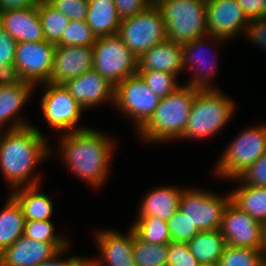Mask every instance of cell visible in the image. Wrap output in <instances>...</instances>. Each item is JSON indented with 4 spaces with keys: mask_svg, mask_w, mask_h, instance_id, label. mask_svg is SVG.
<instances>
[{
    "mask_svg": "<svg viewBox=\"0 0 266 266\" xmlns=\"http://www.w3.org/2000/svg\"><path fill=\"white\" fill-rule=\"evenodd\" d=\"M59 137V138H58ZM58 149L50 146V155L57 154L69 173L87 185L92 191L104 188L113 168L117 139L103 130L88 127L81 131L60 134ZM55 151H59L56 154ZM54 154V155H53ZM109 176V177H108Z\"/></svg>",
    "mask_w": 266,
    "mask_h": 266,
    "instance_id": "cell-1",
    "label": "cell"
},
{
    "mask_svg": "<svg viewBox=\"0 0 266 266\" xmlns=\"http://www.w3.org/2000/svg\"><path fill=\"white\" fill-rule=\"evenodd\" d=\"M50 143L38 126L2 130L0 135V173L9 193L20 187L43 183L37 166L48 162ZM37 168V169H36ZM41 179V180H40ZM42 181V182H41Z\"/></svg>",
    "mask_w": 266,
    "mask_h": 266,
    "instance_id": "cell-2",
    "label": "cell"
},
{
    "mask_svg": "<svg viewBox=\"0 0 266 266\" xmlns=\"http://www.w3.org/2000/svg\"><path fill=\"white\" fill-rule=\"evenodd\" d=\"M198 90L181 85L173 93L161 98L150 120L135 134L139 141L149 145L179 141Z\"/></svg>",
    "mask_w": 266,
    "mask_h": 266,
    "instance_id": "cell-3",
    "label": "cell"
},
{
    "mask_svg": "<svg viewBox=\"0 0 266 266\" xmlns=\"http://www.w3.org/2000/svg\"><path fill=\"white\" fill-rule=\"evenodd\" d=\"M219 89H199L192 103L186 128L180 141H202L216 137L237 114L236 100ZM223 129V130H222Z\"/></svg>",
    "mask_w": 266,
    "mask_h": 266,
    "instance_id": "cell-4",
    "label": "cell"
},
{
    "mask_svg": "<svg viewBox=\"0 0 266 266\" xmlns=\"http://www.w3.org/2000/svg\"><path fill=\"white\" fill-rule=\"evenodd\" d=\"M264 153H266V123L256 122L254 125L243 127L239 133L237 132V136L224 146L218 160L211 168L212 174H215V178L225 181L235 179Z\"/></svg>",
    "mask_w": 266,
    "mask_h": 266,
    "instance_id": "cell-5",
    "label": "cell"
},
{
    "mask_svg": "<svg viewBox=\"0 0 266 266\" xmlns=\"http://www.w3.org/2000/svg\"><path fill=\"white\" fill-rule=\"evenodd\" d=\"M207 0H159L155 3L166 25L167 40L183 45L208 35Z\"/></svg>",
    "mask_w": 266,
    "mask_h": 266,
    "instance_id": "cell-6",
    "label": "cell"
},
{
    "mask_svg": "<svg viewBox=\"0 0 266 266\" xmlns=\"http://www.w3.org/2000/svg\"><path fill=\"white\" fill-rule=\"evenodd\" d=\"M226 42L230 43L224 39L206 35L183 44V74H189L183 85L198 89H219V86L214 84L218 75V65H220L218 49L221 50V46H225Z\"/></svg>",
    "mask_w": 266,
    "mask_h": 266,
    "instance_id": "cell-7",
    "label": "cell"
},
{
    "mask_svg": "<svg viewBox=\"0 0 266 266\" xmlns=\"http://www.w3.org/2000/svg\"><path fill=\"white\" fill-rule=\"evenodd\" d=\"M41 87V88H40ZM42 95L40 98L41 118L51 131L59 135L72 131H81L89 126L80 123L85 109L70 95L63 85L43 83L37 85ZM78 124H81L78 125Z\"/></svg>",
    "mask_w": 266,
    "mask_h": 266,
    "instance_id": "cell-8",
    "label": "cell"
},
{
    "mask_svg": "<svg viewBox=\"0 0 266 266\" xmlns=\"http://www.w3.org/2000/svg\"><path fill=\"white\" fill-rule=\"evenodd\" d=\"M160 100L136 73L115 86L113 109L130 120L137 133L150 120Z\"/></svg>",
    "mask_w": 266,
    "mask_h": 266,
    "instance_id": "cell-9",
    "label": "cell"
},
{
    "mask_svg": "<svg viewBox=\"0 0 266 266\" xmlns=\"http://www.w3.org/2000/svg\"><path fill=\"white\" fill-rule=\"evenodd\" d=\"M231 201V193L212 192L210 189L185 186L179 210L199 231L220 229L224 211Z\"/></svg>",
    "mask_w": 266,
    "mask_h": 266,
    "instance_id": "cell-10",
    "label": "cell"
},
{
    "mask_svg": "<svg viewBox=\"0 0 266 266\" xmlns=\"http://www.w3.org/2000/svg\"><path fill=\"white\" fill-rule=\"evenodd\" d=\"M117 35L138 58L153 46L167 40L166 25L155 4L131 18L121 20Z\"/></svg>",
    "mask_w": 266,
    "mask_h": 266,
    "instance_id": "cell-11",
    "label": "cell"
},
{
    "mask_svg": "<svg viewBox=\"0 0 266 266\" xmlns=\"http://www.w3.org/2000/svg\"><path fill=\"white\" fill-rule=\"evenodd\" d=\"M93 69L116 86L137 73L136 57L116 35L97 37L94 43Z\"/></svg>",
    "mask_w": 266,
    "mask_h": 266,
    "instance_id": "cell-12",
    "label": "cell"
},
{
    "mask_svg": "<svg viewBox=\"0 0 266 266\" xmlns=\"http://www.w3.org/2000/svg\"><path fill=\"white\" fill-rule=\"evenodd\" d=\"M56 44L47 42L17 43L14 65L23 81L37 86L49 83Z\"/></svg>",
    "mask_w": 266,
    "mask_h": 266,
    "instance_id": "cell-13",
    "label": "cell"
},
{
    "mask_svg": "<svg viewBox=\"0 0 266 266\" xmlns=\"http://www.w3.org/2000/svg\"><path fill=\"white\" fill-rule=\"evenodd\" d=\"M220 230L226 245L266 249V226L242 211L232 201L224 211Z\"/></svg>",
    "mask_w": 266,
    "mask_h": 266,
    "instance_id": "cell-14",
    "label": "cell"
},
{
    "mask_svg": "<svg viewBox=\"0 0 266 266\" xmlns=\"http://www.w3.org/2000/svg\"><path fill=\"white\" fill-rule=\"evenodd\" d=\"M128 228L125 232L113 228L95 231L92 239L99 255L88 257L89 266H135L133 230Z\"/></svg>",
    "mask_w": 266,
    "mask_h": 266,
    "instance_id": "cell-15",
    "label": "cell"
},
{
    "mask_svg": "<svg viewBox=\"0 0 266 266\" xmlns=\"http://www.w3.org/2000/svg\"><path fill=\"white\" fill-rule=\"evenodd\" d=\"M208 35L233 41L245 35L249 20L236 0H207Z\"/></svg>",
    "mask_w": 266,
    "mask_h": 266,
    "instance_id": "cell-16",
    "label": "cell"
},
{
    "mask_svg": "<svg viewBox=\"0 0 266 266\" xmlns=\"http://www.w3.org/2000/svg\"><path fill=\"white\" fill-rule=\"evenodd\" d=\"M62 85L85 111L101 107L104 103L109 107L114 105L115 86L94 69Z\"/></svg>",
    "mask_w": 266,
    "mask_h": 266,
    "instance_id": "cell-17",
    "label": "cell"
},
{
    "mask_svg": "<svg viewBox=\"0 0 266 266\" xmlns=\"http://www.w3.org/2000/svg\"><path fill=\"white\" fill-rule=\"evenodd\" d=\"M73 242H43L22 235L0 253V266H37Z\"/></svg>",
    "mask_w": 266,
    "mask_h": 266,
    "instance_id": "cell-18",
    "label": "cell"
},
{
    "mask_svg": "<svg viewBox=\"0 0 266 266\" xmlns=\"http://www.w3.org/2000/svg\"><path fill=\"white\" fill-rule=\"evenodd\" d=\"M37 91L36 86L27 81L16 85H0V129L11 130L32 125L24 111L27 103ZM28 119V120H27Z\"/></svg>",
    "mask_w": 266,
    "mask_h": 266,
    "instance_id": "cell-19",
    "label": "cell"
},
{
    "mask_svg": "<svg viewBox=\"0 0 266 266\" xmlns=\"http://www.w3.org/2000/svg\"><path fill=\"white\" fill-rule=\"evenodd\" d=\"M93 60V47L56 45L49 83L62 85L93 70Z\"/></svg>",
    "mask_w": 266,
    "mask_h": 266,
    "instance_id": "cell-20",
    "label": "cell"
},
{
    "mask_svg": "<svg viewBox=\"0 0 266 266\" xmlns=\"http://www.w3.org/2000/svg\"><path fill=\"white\" fill-rule=\"evenodd\" d=\"M0 26L17 43L45 40L38 6L0 11Z\"/></svg>",
    "mask_w": 266,
    "mask_h": 266,
    "instance_id": "cell-21",
    "label": "cell"
},
{
    "mask_svg": "<svg viewBox=\"0 0 266 266\" xmlns=\"http://www.w3.org/2000/svg\"><path fill=\"white\" fill-rule=\"evenodd\" d=\"M148 189L139 202L136 219L139 217H156L167 221L179 209L180 196L185 188L169 183Z\"/></svg>",
    "mask_w": 266,
    "mask_h": 266,
    "instance_id": "cell-22",
    "label": "cell"
},
{
    "mask_svg": "<svg viewBox=\"0 0 266 266\" xmlns=\"http://www.w3.org/2000/svg\"><path fill=\"white\" fill-rule=\"evenodd\" d=\"M153 70L183 75L182 45L166 40L143 53L138 58L137 71Z\"/></svg>",
    "mask_w": 266,
    "mask_h": 266,
    "instance_id": "cell-23",
    "label": "cell"
},
{
    "mask_svg": "<svg viewBox=\"0 0 266 266\" xmlns=\"http://www.w3.org/2000/svg\"><path fill=\"white\" fill-rule=\"evenodd\" d=\"M41 185L20 187L10 192L21 206L25 221L52 220L54 217L55 204L50 195L41 191Z\"/></svg>",
    "mask_w": 266,
    "mask_h": 266,
    "instance_id": "cell-24",
    "label": "cell"
},
{
    "mask_svg": "<svg viewBox=\"0 0 266 266\" xmlns=\"http://www.w3.org/2000/svg\"><path fill=\"white\" fill-rule=\"evenodd\" d=\"M86 22L96 37L116 35L121 19L114 0H88Z\"/></svg>",
    "mask_w": 266,
    "mask_h": 266,
    "instance_id": "cell-25",
    "label": "cell"
},
{
    "mask_svg": "<svg viewBox=\"0 0 266 266\" xmlns=\"http://www.w3.org/2000/svg\"><path fill=\"white\" fill-rule=\"evenodd\" d=\"M238 184L231 188V201L242 211L266 226V187L241 184L237 179L229 183Z\"/></svg>",
    "mask_w": 266,
    "mask_h": 266,
    "instance_id": "cell-26",
    "label": "cell"
},
{
    "mask_svg": "<svg viewBox=\"0 0 266 266\" xmlns=\"http://www.w3.org/2000/svg\"><path fill=\"white\" fill-rule=\"evenodd\" d=\"M187 245L200 265H217L225 250L226 240L220 229L199 231Z\"/></svg>",
    "mask_w": 266,
    "mask_h": 266,
    "instance_id": "cell-27",
    "label": "cell"
},
{
    "mask_svg": "<svg viewBox=\"0 0 266 266\" xmlns=\"http://www.w3.org/2000/svg\"><path fill=\"white\" fill-rule=\"evenodd\" d=\"M0 210V253L11 246L24 233L25 218L16 199L7 193Z\"/></svg>",
    "mask_w": 266,
    "mask_h": 266,
    "instance_id": "cell-28",
    "label": "cell"
},
{
    "mask_svg": "<svg viewBox=\"0 0 266 266\" xmlns=\"http://www.w3.org/2000/svg\"><path fill=\"white\" fill-rule=\"evenodd\" d=\"M45 40L57 44L65 31L69 18L54 8L47 0H41L38 5Z\"/></svg>",
    "mask_w": 266,
    "mask_h": 266,
    "instance_id": "cell-29",
    "label": "cell"
},
{
    "mask_svg": "<svg viewBox=\"0 0 266 266\" xmlns=\"http://www.w3.org/2000/svg\"><path fill=\"white\" fill-rule=\"evenodd\" d=\"M132 221L130 228L142 241L154 244H169L172 241L166 221L152 216Z\"/></svg>",
    "mask_w": 266,
    "mask_h": 266,
    "instance_id": "cell-30",
    "label": "cell"
},
{
    "mask_svg": "<svg viewBox=\"0 0 266 266\" xmlns=\"http://www.w3.org/2000/svg\"><path fill=\"white\" fill-rule=\"evenodd\" d=\"M132 253L135 266H166L168 244L142 241L133 232Z\"/></svg>",
    "mask_w": 266,
    "mask_h": 266,
    "instance_id": "cell-31",
    "label": "cell"
},
{
    "mask_svg": "<svg viewBox=\"0 0 266 266\" xmlns=\"http://www.w3.org/2000/svg\"><path fill=\"white\" fill-rule=\"evenodd\" d=\"M265 250L226 245L217 266H263Z\"/></svg>",
    "mask_w": 266,
    "mask_h": 266,
    "instance_id": "cell-32",
    "label": "cell"
},
{
    "mask_svg": "<svg viewBox=\"0 0 266 266\" xmlns=\"http://www.w3.org/2000/svg\"><path fill=\"white\" fill-rule=\"evenodd\" d=\"M137 73L143 78L146 85L160 98H165L183 85L181 80L179 81L180 78L174 74L157 70L137 71Z\"/></svg>",
    "mask_w": 266,
    "mask_h": 266,
    "instance_id": "cell-33",
    "label": "cell"
},
{
    "mask_svg": "<svg viewBox=\"0 0 266 266\" xmlns=\"http://www.w3.org/2000/svg\"><path fill=\"white\" fill-rule=\"evenodd\" d=\"M96 38L86 20H70L63 32L62 39L56 45L92 47Z\"/></svg>",
    "mask_w": 266,
    "mask_h": 266,
    "instance_id": "cell-34",
    "label": "cell"
},
{
    "mask_svg": "<svg viewBox=\"0 0 266 266\" xmlns=\"http://www.w3.org/2000/svg\"><path fill=\"white\" fill-rule=\"evenodd\" d=\"M56 229V230H55ZM57 231L53 220L42 221H25L23 235L36 241L43 242H70L71 239L67 235L61 234ZM66 236V237H65Z\"/></svg>",
    "mask_w": 266,
    "mask_h": 266,
    "instance_id": "cell-35",
    "label": "cell"
},
{
    "mask_svg": "<svg viewBox=\"0 0 266 266\" xmlns=\"http://www.w3.org/2000/svg\"><path fill=\"white\" fill-rule=\"evenodd\" d=\"M166 222L173 241L188 242L199 232L179 209Z\"/></svg>",
    "mask_w": 266,
    "mask_h": 266,
    "instance_id": "cell-36",
    "label": "cell"
},
{
    "mask_svg": "<svg viewBox=\"0 0 266 266\" xmlns=\"http://www.w3.org/2000/svg\"><path fill=\"white\" fill-rule=\"evenodd\" d=\"M166 266H200V263L190 252L187 242L172 240L168 244Z\"/></svg>",
    "mask_w": 266,
    "mask_h": 266,
    "instance_id": "cell-37",
    "label": "cell"
},
{
    "mask_svg": "<svg viewBox=\"0 0 266 266\" xmlns=\"http://www.w3.org/2000/svg\"><path fill=\"white\" fill-rule=\"evenodd\" d=\"M236 179L241 184L266 187V153L250 165Z\"/></svg>",
    "mask_w": 266,
    "mask_h": 266,
    "instance_id": "cell-38",
    "label": "cell"
},
{
    "mask_svg": "<svg viewBox=\"0 0 266 266\" xmlns=\"http://www.w3.org/2000/svg\"><path fill=\"white\" fill-rule=\"evenodd\" d=\"M54 8L66 15L69 20H86L88 0H47Z\"/></svg>",
    "mask_w": 266,
    "mask_h": 266,
    "instance_id": "cell-39",
    "label": "cell"
},
{
    "mask_svg": "<svg viewBox=\"0 0 266 266\" xmlns=\"http://www.w3.org/2000/svg\"><path fill=\"white\" fill-rule=\"evenodd\" d=\"M266 52V16L250 20L243 39Z\"/></svg>",
    "mask_w": 266,
    "mask_h": 266,
    "instance_id": "cell-40",
    "label": "cell"
},
{
    "mask_svg": "<svg viewBox=\"0 0 266 266\" xmlns=\"http://www.w3.org/2000/svg\"><path fill=\"white\" fill-rule=\"evenodd\" d=\"M71 246H72L71 244L68 245L65 249H62L59 252H57L52 258H50L49 260H46L45 262H42L41 264L37 266H89L88 264L89 256L87 255L86 256H82V255L70 256L69 255V250Z\"/></svg>",
    "mask_w": 266,
    "mask_h": 266,
    "instance_id": "cell-41",
    "label": "cell"
},
{
    "mask_svg": "<svg viewBox=\"0 0 266 266\" xmlns=\"http://www.w3.org/2000/svg\"><path fill=\"white\" fill-rule=\"evenodd\" d=\"M17 42L0 26V68L14 65Z\"/></svg>",
    "mask_w": 266,
    "mask_h": 266,
    "instance_id": "cell-42",
    "label": "cell"
},
{
    "mask_svg": "<svg viewBox=\"0 0 266 266\" xmlns=\"http://www.w3.org/2000/svg\"><path fill=\"white\" fill-rule=\"evenodd\" d=\"M118 15L121 20L131 18L137 13L150 7L153 3L150 0H114Z\"/></svg>",
    "mask_w": 266,
    "mask_h": 266,
    "instance_id": "cell-43",
    "label": "cell"
},
{
    "mask_svg": "<svg viewBox=\"0 0 266 266\" xmlns=\"http://www.w3.org/2000/svg\"><path fill=\"white\" fill-rule=\"evenodd\" d=\"M247 19H259L261 17V0H236Z\"/></svg>",
    "mask_w": 266,
    "mask_h": 266,
    "instance_id": "cell-44",
    "label": "cell"
},
{
    "mask_svg": "<svg viewBox=\"0 0 266 266\" xmlns=\"http://www.w3.org/2000/svg\"><path fill=\"white\" fill-rule=\"evenodd\" d=\"M21 81L15 65L0 68V85H16Z\"/></svg>",
    "mask_w": 266,
    "mask_h": 266,
    "instance_id": "cell-45",
    "label": "cell"
},
{
    "mask_svg": "<svg viewBox=\"0 0 266 266\" xmlns=\"http://www.w3.org/2000/svg\"><path fill=\"white\" fill-rule=\"evenodd\" d=\"M41 0H0V11L38 6Z\"/></svg>",
    "mask_w": 266,
    "mask_h": 266,
    "instance_id": "cell-46",
    "label": "cell"
},
{
    "mask_svg": "<svg viewBox=\"0 0 266 266\" xmlns=\"http://www.w3.org/2000/svg\"><path fill=\"white\" fill-rule=\"evenodd\" d=\"M266 16V0H261V17Z\"/></svg>",
    "mask_w": 266,
    "mask_h": 266,
    "instance_id": "cell-47",
    "label": "cell"
},
{
    "mask_svg": "<svg viewBox=\"0 0 266 266\" xmlns=\"http://www.w3.org/2000/svg\"><path fill=\"white\" fill-rule=\"evenodd\" d=\"M153 4H155L159 0H150Z\"/></svg>",
    "mask_w": 266,
    "mask_h": 266,
    "instance_id": "cell-48",
    "label": "cell"
},
{
    "mask_svg": "<svg viewBox=\"0 0 266 266\" xmlns=\"http://www.w3.org/2000/svg\"><path fill=\"white\" fill-rule=\"evenodd\" d=\"M200 266H217V265H200Z\"/></svg>",
    "mask_w": 266,
    "mask_h": 266,
    "instance_id": "cell-49",
    "label": "cell"
}]
</instances>
